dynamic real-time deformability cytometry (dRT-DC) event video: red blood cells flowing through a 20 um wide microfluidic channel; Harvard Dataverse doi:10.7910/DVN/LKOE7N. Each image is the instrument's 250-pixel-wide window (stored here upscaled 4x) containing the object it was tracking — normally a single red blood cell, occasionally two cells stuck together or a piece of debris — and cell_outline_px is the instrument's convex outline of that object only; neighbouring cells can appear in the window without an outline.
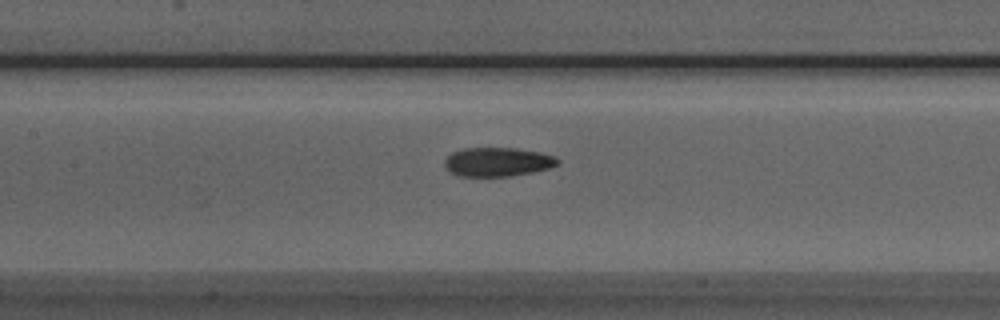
{"species": "Egyptian fruit bat (a non-hibernating species)", "species_latin": "Rousettus aegyptiacus", "temperature_condition": "room temperature", "stored_images_in_passage": 45, "camera_frame_rate_fps": 3000, "um_per_image_px": 0.085, "animal": {"sex": "male"}, "frame": {"image": 1, "passage_image": 22, "time_ms": 7.0, "image_size_px": [1000, 320], "cell_outline_px": [[560, 164], [548, 168], [532, 172], [508, 176], [460, 176], [448, 172], [444, 164], [444, 160], [452, 152], [464, 148], [516, 148], [540, 152], [556, 156], [560, 160]], "centroid_in_image_um": [42.3, 13.76], "position_along_channel_um": 165.1, "area_um2": 19.19}}
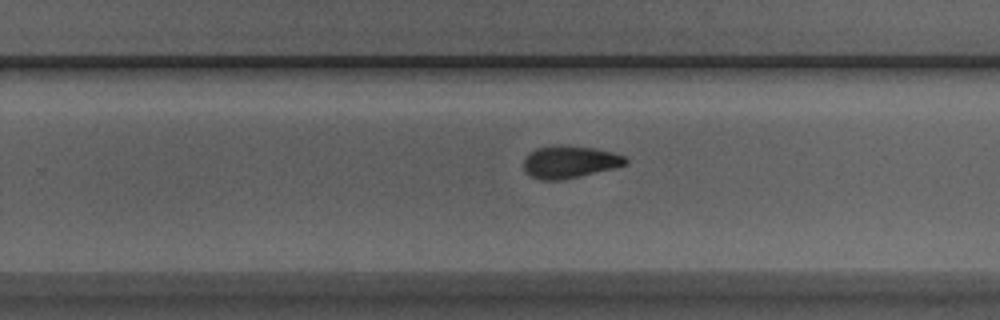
{"frame": {"image": 2, "passage_image": 31, "time_ms": 10.0, "image_size_px": [1000, 320], "cell_outline_px": [[628, 164], [616, 168], [580, 176], [556, 180], [540, 180], [532, 176], [524, 168], [524, 156], [528, 152], [536, 148], [560, 144], [568, 144], [592, 148], [612, 152], [624, 156], [628, 160]], "centroid_in_image_um": [48.43, 13.74], "position_along_channel_um": 281.4, "area_um2": 19.36}}
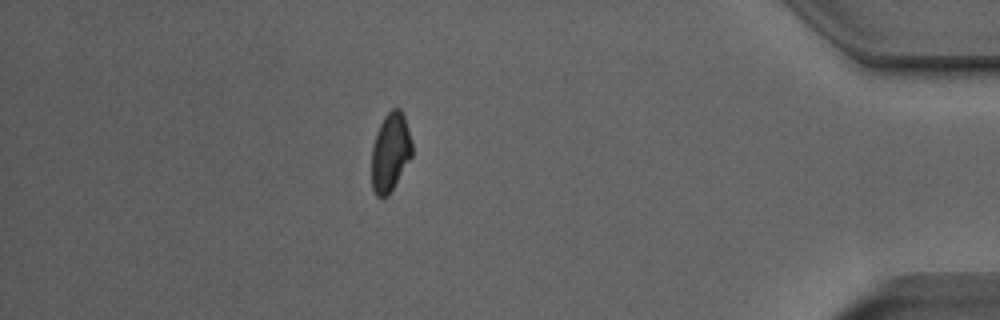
{"frame": {"image": 3, "passage_image": 44, "time_ms": 14.333, "image_size_px": [1000, 320], "cell_outline_px": [[412, 156], [388, 196], [376, 196], [372, 188], [372, 144], [376, 132], [384, 116], [392, 108], [400, 108], [404, 116], [408, 128], [412, 144]], "centroid_in_image_um": [33.17, 12.92], "position_along_channel_um": 402.0, "area_um2": 18.5}}